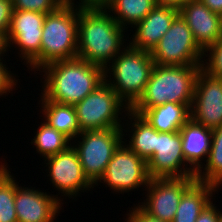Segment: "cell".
Returning a JSON list of instances; mask_svg holds the SVG:
<instances>
[{"instance_id":"cell-32","label":"cell","mask_w":222,"mask_h":222,"mask_svg":"<svg viewBox=\"0 0 222 222\" xmlns=\"http://www.w3.org/2000/svg\"><path fill=\"white\" fill-rule=\"evenodd\" d=\"M127 222H164L146 214L139 206L132 208L127 214Z\"/></svg>"},{"instance_id":"cell-26","label":"cell","mask_w":222,"mask_h":222,"mask_svg":"<svg viewBox=\"0 0 222 222\" xmlns=\"http://www.w3.org/2000/svg\"><path fill=\"white\" fill-rule=\"evenodd\" d=\"M5 166L0 164V222H18L14 204L18 184Z\"/></svg>"},{"instance_id":"cell-30","label":"cell","mask_w":222,"mask_h":222,"mask_svg":"<svg viewBox=\"0 0 222 222\" xmlns=\"http://www.w3.org/2000/svg\"><path fill=\"white\" fill-rule=\"evenodd\" d=\"M13 12L12 0H0V31L8 32Z\"/></svg>"},{"instance_id":"cell-1","label":"cell","mask_w":222,"mask_h":222,"mask_svg":"<svg viewBox=\"0 0 222 222\" xmlns=\"http://www.w3.org/2000/svg\"><path fill=\"white\" fill-rule=\"evenodd\" d=\"M76 6H78L77 58L105 69L122 51L121 48L125 47L123 45L125 29L103 6Z\"/></svg>"},{"instance_id":"cell-29","label":"cell","mask_w":222,"mask_h":222,"mask_svg":"<svg viewBox=\"0 0 222 222\" xmlns=\"http://www.w3.org/2000/svg\"><path fill=\"white\" fill-rule=\"evenodd\" d=\"M0 60V96L3 94H7L12 91L15 87L17 80L10 74V70L8 71L6 65L3 64V61ZM16 81V82H15Z\"/></svg>"},{"instance_id":"cell-16","label":"cell","mask_w":222,"mask_h":222,"mask_svg":"<svg viewBox=\"0 0 222 222\" xmlns=\"http://www.w3.org/2000/svg\"><path fill=\"white\" fill-rule=\"evenodd\" d=\"M60 201V197L18 185L14 201L18 222H54Z\"/></svg>"},{"instance_id":"cell-7","label":"cell","mask_w":222,"mask_h":222,"mask_svg":"<svg viewBox=\"0 0 222 222\" xmlns=\"http://www.w3.org/2000/svg\"><path fill=\"white\" fill-rule=\"evenodd\" d=\"M123 128L82 131L76 150L87 179L94 185L103 177L115 150L123 142Z\"/></svg>"},{"instance_id":"cell-11","label":"cell","mask_w":222,"mask_h":222,"mask_svg":"<svg viewBox=\"0 0 222 222\" xmlns=\"http://www.w3.org/2000/svg\"><path fill=\"white\" fill-rule=\"evenodd\" d=\"M46 14L13 9L7 32L9 46L19 47L20 57L31 69L40 70V46ZM12 42V44H11Z\"/></svg>"},{"instance_id":"cell-23","label":"cell","mask_w":222,"mask_h":222,"mask_svg":"<svg viewBox=\"0 0 222 222\" xmlns=\"http://www.w3.org/2000/svg\"><path fill=\"white\" fill-rule=\"evenodd\" d=\"M128 118L132 123L131 139L126 146L139 157L148 161L155 154L156 129H154L143 117L128 110Z\"/></svg>"},{"instance_id":"cell-6","label":"cell","mask_w":222,"mask_h":222,"mask_svg":"<svg viewBox=\"0 0 222 222\" xmlns=\"http://www.w3.org/2000/svg\"><path fill=\"white\" fill-rule=\"evenodd\" d=\"M80 133L82 131L123 128L118 119L121 110L130 107L104 81L82 101L74 105ZM120 112V113H119Z\"/></svg>"},{"instance_id":"cell-3","label":"cell","mask_w":222,"mask_h":222,"mask_svg":"<svg viewBox=\"0 0 222 222\" xmlns=\"http://www.w3.org/2000/svg\"><path fill=\"white\" fill-rule=\"evenodd\" d=\"M201 68L202 65L154 64L143 95L130 110L140 115L144 110L167 102L186 104L191 108L195 82Z\"/></svg>"},{"instance_id":"cell-2","label":"cell","mask_w":222,"mask_h":222,"mask_svg":"<svg viewBox=\"0 0 222 222\" xmlns=\"http://www.w3.org/2000/svg\"><path fill=\"white\" fill-rule=\"evenodd\" d=\"M42 95L50 101L75 105L105 81L104 68L79 58L56 61L43 68Z\"/></svg>"},{"instance_id":"cell-27","label":"cell","mask_w":222,"mask_h":222,"mask_svg":"<svg viewBox=\"0 0 222 222\" xmlns=\"http://www.w3.org/2000/svg\"><path fill=\"white\" fill-rule=\"evenodd\" d=\"M208 51L209 54L207 55L209 58L207 61L209 62L204 59L205 62H202V69L211 76L222 78V38L209 46L204 52L208 53Z\"/></svg>"},{"instance_id":"cell-31","label":"cell","mask_w":222,"mask_h":222,"mask_svg":"<svg viewBox=\"0 0 222 222\" xmlns=\"http://www.w3.org/2000/svg\"><path fill=\"white\" fill-rule=\"evenodd\" d=\"M220 212L218 211L215 204L210 202L200 213L196 222H218L220 217Z\"/></svg>"},{"instance_id":"cell-4","label":"cell","mask_w":222,"mask_h":222,"mask_svg":"<svg viewBox=\"0 0 222 222\" xmlns=\"http://www.w3.org/2000/svg\"><path fill=\"white\" fill-rule=\"evenodd\" d=\"M74 5L64 2L46 14L40 46V69L56 61L77 58L78 7Z\"/></svg>"},{"instance_id":"cell-18","label":"cell","mask_w":222,"mask_h":222,"mask_svg":"<svg viewBox=\"0 0 222 222\" xmlns=\"http://www.w3.org/2000/svg\"><path fill=\"white\" fill-rule=\"evenodd\" d=\"M182 137V153L187 164L196 172L203 169L201 159L208 158L212 129L196 123L191 118L180 129ZM202 166V167H201Z\"/></svg>"},{"instance_id":"cell-36","label":"cell","mask_w":222,"mask_h":222,"mask_svg":"<svg viewBox=\"0 0 222 222\" xmlns=\"http://www.w3.org/2000/svg\"><path fill=\"white\" fill-rule=\"evenodd\" d=\"M7 47H10L8 43L7 32L0 31V60L1 56H4L3 54L8 51Z\"/></svg>"},{"instance_id":"cell-35","label":"cell","mask_w":222,"mask_h":222,"mask_svg":"<svg viewBox=\"0 0 222 222\" xmlns=\"http://www.w3.org/2000/svg\"><path fill=\"white\" fill-rule=\"evenodd\" d=\"M74 0H64V2L74 4ZM80 6H103L108 0H80Z\"/></svg>"},{"instance_id":"cell-28","label":"cell","mask_w":222,"mask_h":222,"mask_svg":"<svg viewBox=\"0 0 222 222\" xmlns=\"http://www.w3.org/2000/svg\"><path fill=\"white\" fill-rule=\"evenodd\" d=\"M64 0H12L13 9L36 11L43 14L56 10Z\"/></svg>"},{"instance_id":"cell-33","label":"cell","mask_w":222,"mask_h":222,"mask_svg":"<svg viewBox=\"0 0 222 222\" xmlns=\"http://www.w3.org/2000/svg\"><path fill=\"white\" fill-rule=\"evenodd\" d=\"M193 0H156L157 5L173 7L180 10L185 4Z\"/></svg>"},{"instance_id":"cell-13","label":"cell","mask_w":222,"mask_h":222,"mask_svg":"<svg viewBox=\"0 0 222 222\" xmlns=\"http://www.w3.org/2000/svg\"><path fill=\"white\" fill-rule=\"evenodd\" d=\"M190 118L212 130L222 126V78L211 76L202 68L195 82Z\"/></svg>"},{"instance_id":"cell-22","label":"cell","mask_w":222,"mask_h":222,"mask_svg":"<svg viewBox=\"0 0 222 222\" xmlns=\"http://www.w3.org/2000/svg\"><path fill=\"white\" fill-rule=\"evenodd\" d=\"M156 5V0H108L103 7L125 29L129 24L136 26Z\"/></svg>"},{"instance_id":"cell-21","label":"cell","mask_w":222,"mask_h":222,"mask_svg":"<svg viewBox=\"0 0 222 222\" xmlns=\"http://www.w3.org/2000/svg\"><path fill=\"white\" fill-rule=\"evenodd\" d=\"M41 109L45 122L73 141L80 134V126L74 105L47 100L41 96Z\"/></svg>"},{"instance_id":"cell-9","label":"cell","mask_w":222,"mask_h":222,"mask_svg":"<svg viewBox=\"0 0 222 222\" xmlns=\"http://www.w3.org/2000/svg\"><path fill=\"white\" fill-rule=\"evenodd\" d=\"M123 141L115 150L106 171L99 182L107 184L116 192H129L132 189L147 187L150 181L147 161L131 151ZM144 185V186H143Z\"/></svg>"},{"instance_id":"cell-5","label":"cell","mask_w":222,"mask_h":222,"mask_svg":"<svg viewBox=\"0 0 222 222\" xmlns=\"http://www.w3.org/2000/svg\"><path fill=\"white\" fill-rule=\"evenodd\" d=\"M110 63L112 65L104 69L105 82L131 108L146 89L154 66L151 53L128 45ZM108 72L110 77L114 78L113 81L107 79Z\"/></svg>"},{"instance_id":"cell-37","label":"cell","mask_w":222,"mask_h":222,"mask_svg":"<svg viewBox=\"0 0 222 222\" xmlns=\"http://www.w3.org/2000/svg\"><path fill=\"white\" fill-rule=\"evenodd\" d=\"M218 222H222V212H220V217H219Z\"/></svg>"},{"instance_id":"cell-15","label":"cell","mask_w":222,"mask_h":222,"mask_svg":"<svg viewBox=\"0 0 222 222\" xmlns=\"http://www.w3.org/2000/svg\"><path fill=\"white\" fill-rule=\"evenodd\" d=\"M180 16L191 29L199 47L205 51L222 38V16L213 13L200 0H193L179 10Z\"/></svg>"},{"instance_id":"cell-19","label":"cell","mask_w":222,"mask_h":222,"mask_svg":"<svg viewBox=\"0 0 222 222\" xmlns=\"http://www.w3.org/2000/svg\"><path fill=\"white\" fill-rule=\"evenodd\" d=\"M140 116L158 132H178L190 119V108L186 104L167 102L144 110Z\"/></svg>"},{"instance_id":"cell-14","label":"cell","mask_w":222,"mask_h":222,"mask_svg":"<svg viewBox=\"0 0 222 222\" xmlns=\"http://www.w3.org/2000/svg\"><path fill=\"white\" fill-rule=\"evenodd\" d=\"M46 160L50 181L64 196L76 197L79 191L93 188L94 185L85 176L78 154L71 143L66 150Z\"/></svg>"},{"instance_id":"cell-25","label":"cell","mask_w":222,"mask_h":222,"mask_svg":"<svg viewBox=\"0 0 222 222\" xmlns=\"http://www.w3.org/2000/svg\"><path fill=\"white\" fill-rule=\"evenodd\" d=\"M37 134L35 135L32 143L36 146V151L45 159L54 156L69 146L71 140L63 133L52 128L45 121L38 127ZM70 141V142H69Z\"/></svg>"},{"instance_id":"cell-24","label":"cell","mask_w":222,"mask_h":222,"mask_svg":"<svg viewBox=\"0 0 222 222\" xmlns=\"http://www.w3.org/2000/svg\"><path fill=\"white\" fill-rule=\"evenodd\" d=\"M196 179L207 184L222 185V126L212 130L211 147L204 171L198 170Z\"/></svg>"},{"instance_id":"cell-17","label":"cell","mask_w":222,"mask_h":222,"mask_svg":"<svg viewBox=\"0 0 222 222\" xmlns=\"http://www.w3.org/2000/svg\"><path fill=\"white\" fill-rule=\"evenodd\" d=\"M178 15L179 10L176 8L156 5L142 21L134 26L137 29L129 45L134 49L151 53Z\"/></svg>"},{"instance_id":"cell-10","label":"cell","mask_w":222,"mask_h":222,"mask_svg":"<svg viewBox=\"0 0 222 222\" xmlns=\"http://www.w3.org/2000/svg\"><path fill=\"white\" fill-rule=\"evenodd\" d=\"M195 176L182 178H151L146 201L138 206L149 216L172 222L184 192L196 181Z\"/></svg>"},{"instance_id":"cell-8","label":"cell","mask_w":222,"mask_h":222,"mask_svg":"<svg viewBox=\"0 0 222 222\" xmlns=\"http://www.w3.org/2000/svg\"><path fill=\"white\" fill-rule=\"evenodd\" d=\"M206 53L196 43L191 29L180 14L174 19L171 27L152 50L154 64L171 65H202Z\"/></svg>"},{"instance_id":"cell-12","label":"cell","mask_w":222,"mask_h":222,"mask_svg":"<svg viewBox=\"0 0 222 222\" xmlns=\"http://www.w3.org/2000/svg\"><path fill=\"white\" fill-rule=\"evenodd\" d=\"M185 163L187 162L182 153L180 131L158 132L156 130L155 154L147 161L150 178L195 176L196 171L193 168L186 167L190 165Z\"/></svg>"},{"instance_id":"cell-20","label":"cell","mask_w":222,"mask_h":222,"mask_svg":"<svg viewBox=\"0 0 222 222\" xmlns=\"http://www.w3.org/2000/svg\"><path fill=\"white\" fill-rule=\"evenodd\" d=\"M216 186L196 180L183 194L172 222H196L203 209L211 202Z\"/></svg>"},{"instance_id":"cell-34","label":"cell","mask_w":222,"mask_h":222,"mask_svg":"<svg viewBox=\"0 0 222 222\" xmlns=\"http://www.w3.org/2000/svg\"><path fill=\"white\" fill-rule=\"evenodd\" d=\"M204 3L213 13L222 16V0H200Z\"/></svg>"}]
</instances>
